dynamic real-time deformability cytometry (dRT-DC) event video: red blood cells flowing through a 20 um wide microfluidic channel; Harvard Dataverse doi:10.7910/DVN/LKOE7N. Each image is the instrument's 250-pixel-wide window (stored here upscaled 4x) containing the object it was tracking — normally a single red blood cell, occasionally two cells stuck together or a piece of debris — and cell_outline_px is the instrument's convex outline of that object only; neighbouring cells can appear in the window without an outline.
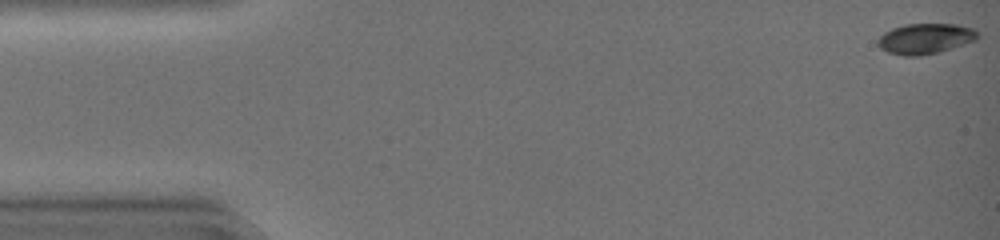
{"species": "common noctule bat (a hibernating species)", "species_latin": "Nyctalus noctula", "temperature_condition": "warm", "stored_images_in_passage": 46, "camera_frame_rate_fps": 3000, "um_per_image_px": 0.085, "animal": {"sex": "female", "body_mass_g": 19.0, "forearm_length_mm": 51.5}, "frame": {"image": 1, "passage_image": 1, "time_ms": 0.0, "image_size_px": [1000, 240], "cell_outline_px": [[976, 40], [952, 48], [920, 56], [904, 56], [888, 52], [880, 48], [876, 40], [884, 32], [892, 28], [904, 24], [956, 24], [972, 28], [976, 32]], "centroid_in_image_um": [78.59, 3.28], "position_along_channel_um": 6.4, "area_um2": 17.57}}
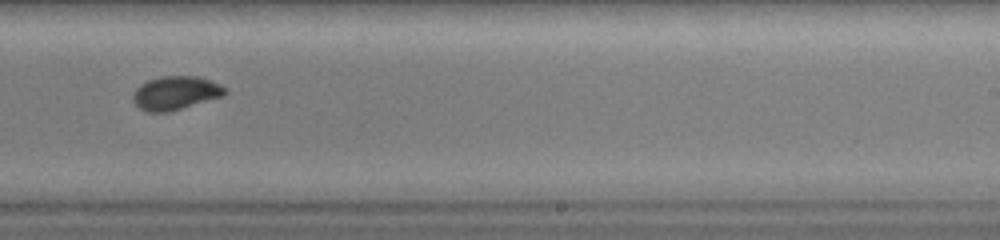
{"frame": {"image": 2, "passage_image": 30, "time_ms": 9.667, "image_size_px": [1000, 240], "cell_outline_px": [[228, 92], [224, 96], [168, 112], [148, 112], [140, 108], [132, 100], [132, 96], [136, 88], [140, 84], [148, 80], [160, 76], [196, 76], [220, 84]], "centroid_in_image_um": [14.91, 7.9], "position_along_channel_um": 274.1, "area_um2": 17.98}}
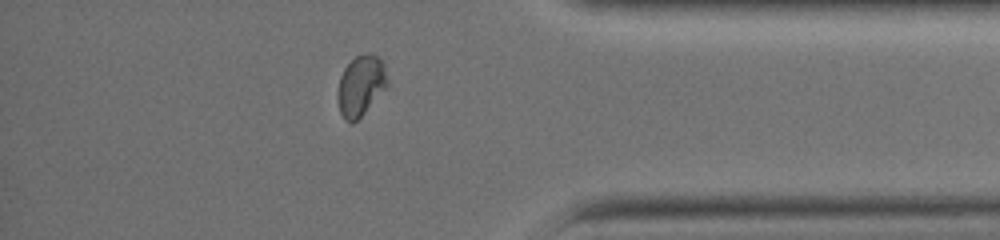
{"frame": {"image": 3, "passage_image": 40, "time_ms": 13.0, "image_size_px": [1000, 240], "cell_outline_px": [[388, 84], [364, 112], [352, 124], [344, 120], [340, 112], [336, 96], [340, 76], [344, 68], [356, 56], [364, 52], [368, 52], [376, 56], [384, 64], [388, 80]], "centroid_in_image_um": [30.63, 7.27], "position_along_channel_um": 404.6, "area_um2": 17.4}, "authors_computed_cell_mechanics": {"area_um2": 17.918, "velocity_mm_per_s": 4.2041, "shape_relaxation_time_tau1_ms": 8.5365, "shape_relaxation_time_tau2_ms": null, "deformation_change_tau1": 0.2209, "deformation_change_tau2": null}}